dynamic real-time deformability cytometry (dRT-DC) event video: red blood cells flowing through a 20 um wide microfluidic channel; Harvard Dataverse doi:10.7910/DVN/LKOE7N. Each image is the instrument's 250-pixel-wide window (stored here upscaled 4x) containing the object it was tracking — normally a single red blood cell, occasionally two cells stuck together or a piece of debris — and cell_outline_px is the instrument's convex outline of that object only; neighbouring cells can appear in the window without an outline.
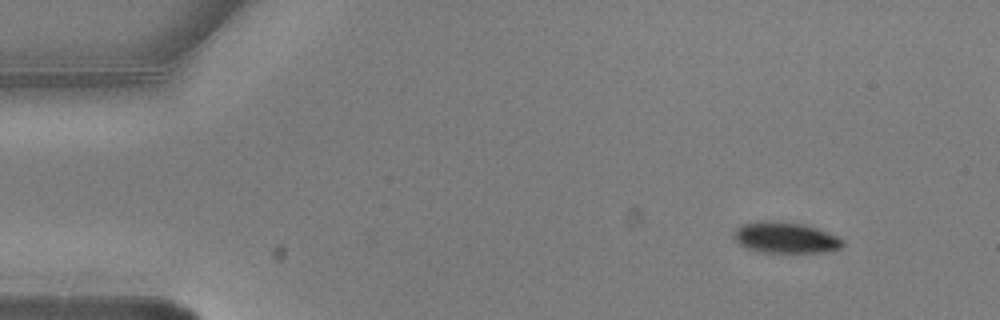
{"species": "common noctule bat (a hibernating species)", "species_latin": "Nyctalus noctula", "temperature_condition": "warm", "stored_images_in_passage": 4, "camera_frame_rate_fps": 3000, "um_per_image_px": 0.085, "animal": {"sex": "male", "body_mass_g": 20.5, "forearm_length_mm": 52.5}, "frame": {"image": 1, "passage_image": 1, "time_ms": 0.0, "image_size_px": [1000, 320], "cell_outline_px": [[844, 244], [840, 248], [824, 252], [764, 252], [748, 248], [740, 244], [732, 236], [736, 228], [740, 224], [756, 220], [780, 220], [804, 224], [816, 228], [836, 236], [844, 240]], "centroid_in_image_um": [66.72, 20.17], "position_along_channel_um": 18.3, "area_um2": 19.83}}